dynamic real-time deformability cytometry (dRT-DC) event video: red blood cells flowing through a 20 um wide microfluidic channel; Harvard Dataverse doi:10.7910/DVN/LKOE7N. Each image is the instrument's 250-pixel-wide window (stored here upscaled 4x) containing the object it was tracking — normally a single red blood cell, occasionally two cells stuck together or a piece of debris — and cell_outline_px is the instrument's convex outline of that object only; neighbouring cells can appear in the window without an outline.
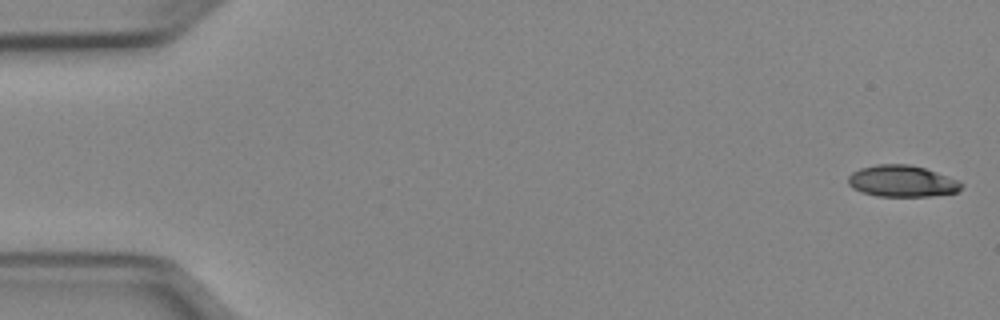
{"species": "Egyptian fruit bat (a non-hibernating species)", "species_latin": "Rousettus aegyptiacus", "temperature_condition": "cold", "stored_images_in_passage": 51, "camera_frame_rate_fps": 3000, "um_per_image_px": 0.085, "animal": {"sex": "female"}, "frame": {"image": 1, "passage_image": 1, "time_ms": 0.0, "image_size_px": [1000, 320], "cell_outline_px": [[964, 184], [956, 192], [932, 196], [876, 196], [860, 192], [852, 188], [848, 184], [848, 176], [852, 172], [860, 168], [876, 164], [912, 164], [960, 180]], "centroid_in_image_um": [76.65, 15.39], "position_along_channel_um": 8.3, "area_um2": 20.98}}
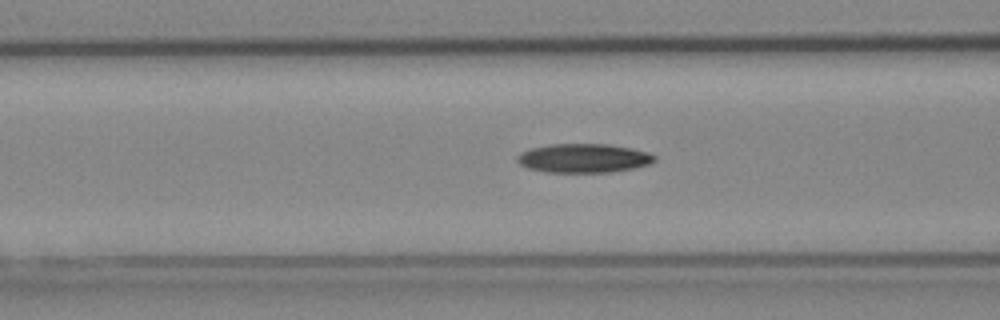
{"frame": {"image": 2, "passage_image": 20, "time_ms": 6.333, "image_size_px": [1000, 320], "cell_outline_px": [[656, 160], [648, 164], [636, 168], [612, 172], [544, 172], [528, 168], [520, 164], [516, 160], [516, 156], [520, 152], [532, 148], [552, 144], [608, 144], [632, 148], [648, 152], [656, 156]], "centroid_in_image_um": [49.61, 13.45], "position_along_channel_um": 117.0, "area_um2": 23.29}}
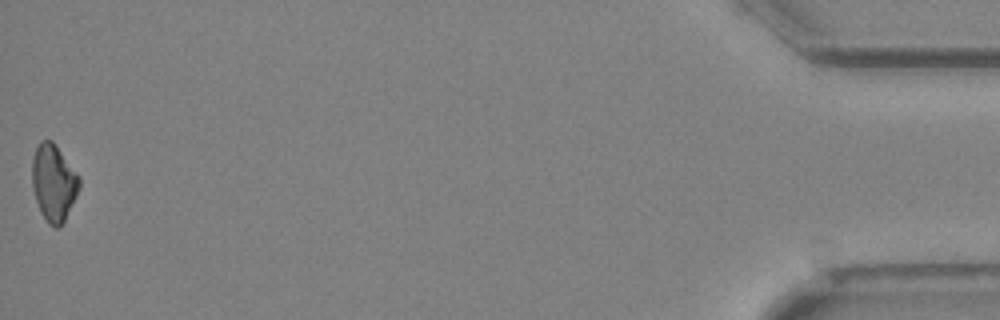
{"frame": {"image": 3, "passage_image": 51, "time_ms": 16.667, "image_size_px": [1000, 320], "cell_outline_px": [[80, 188], [64, 220], [56, 228], [48, 224], [40, 212], [32, 188], [32, 160], [36, 148], [40, 140], [52, 140], [80, 176]], "centroid_in_image_um": [4.55, 15.51], "position_along_channel_um": 430.6, "area_um2": 21.04}, "authors_computed_cell_mechanics": {"area_um2": 21.8484, "velocity_mm_per_s": 3.9636, "shape_relaxation_time_tau1_ms": 8.3398, "shape_relaxation_time_tau2_ms": null, "deformation_change_tau1": 0.164, "deformation_change_tau2": null}}